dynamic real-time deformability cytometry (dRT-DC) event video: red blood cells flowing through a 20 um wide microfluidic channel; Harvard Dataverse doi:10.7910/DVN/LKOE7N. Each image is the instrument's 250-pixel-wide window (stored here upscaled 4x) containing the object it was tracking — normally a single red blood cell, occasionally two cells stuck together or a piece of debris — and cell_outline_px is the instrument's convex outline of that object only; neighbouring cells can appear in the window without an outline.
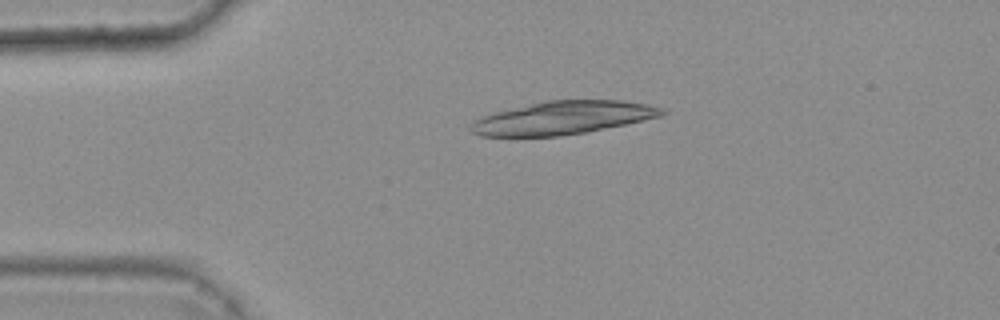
{"species": "common noctule bat (a hibernating species)", "species_latin": "Nyctalus noctula", "temperature_condition": "warm", "stored_images_in_passage": 32, "camera_frame_rate_fps": 3000, "um_per_image_px": 0.085, "animal": {"sex": "female", "body_mass_g": 25.1}, "frame": {"image": 1, "passage_image": 11, "time_ms": 3.333, "image_size_px": [1000, 320], "cell_outline_px": [[668, 112], [660, 116], [624, 124], [584, 132], [560, 136], [480, 136], [472, 132], [468, 128], [472, 120], [496, 112], [544, 100], [624, 100], [648, 104], [664, 108]], "centroid_in_image_um": [47.82, 10.0], "position_along_channel_um": 37.2, "area_um2": 36.76}}